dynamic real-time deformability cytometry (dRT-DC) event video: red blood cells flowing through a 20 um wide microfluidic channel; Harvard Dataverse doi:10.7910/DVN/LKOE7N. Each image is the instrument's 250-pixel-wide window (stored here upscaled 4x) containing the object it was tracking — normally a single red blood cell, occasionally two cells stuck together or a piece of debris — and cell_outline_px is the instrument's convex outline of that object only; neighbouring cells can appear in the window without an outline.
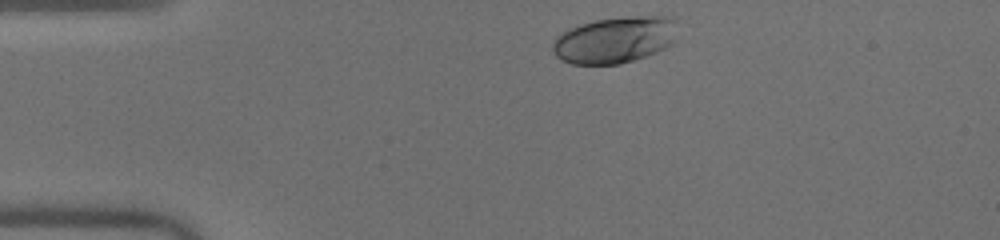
{"species": "human", "species_latin": "Homo sapiens", "temperature_condition": "warm", "stored_images_in_passage": 32, "camera_frame_rate_fps": 3000, "um_per_image_px": 0.085, "donor": {"sex": "male"}, "frame": {"image": 1, "passage_image": 1, "time_ms": 0.0, "image_size_px": [1000, 240], "cell_outline_px": [[676, 40], [672, 44], [648, 56], [620, 64], [572, 64], [560, 60], [552, 52], [552, 40], [556, 36], [568, 28], [580, 24], [596, 20], [628, 16], [672, 16], [676, 20]], "centroid_in_image_um": [52.26, 3.39], "position_along_channel_um": 32.7, "area_um2": 34.39}}
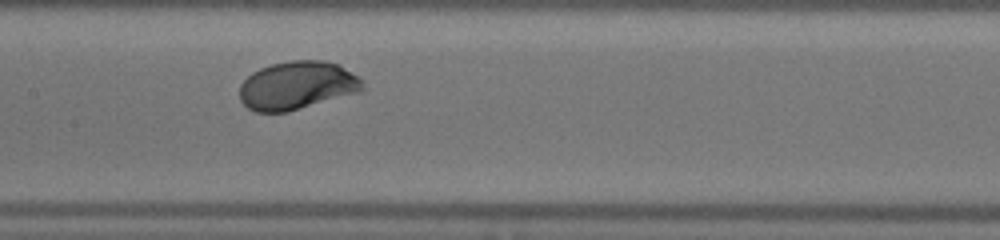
{"frame": {"image": 2, "passage_image": 16, "time_ms": 5.0, "image_size_px": [1000, 240], "cell_outline_px": [[364, 88], [356, 92], [288, 112], [256, 112], [248, 108], [240, 100], [240, 84], [252, 72], [260, 68], [272, 64], [292, 60], [324, 60], [336, 64], [364, 80]], "centroid_in_image_um": [25.22, 7.26], "position_along_channel_um": 182.2, "area_um2": 34.28}}
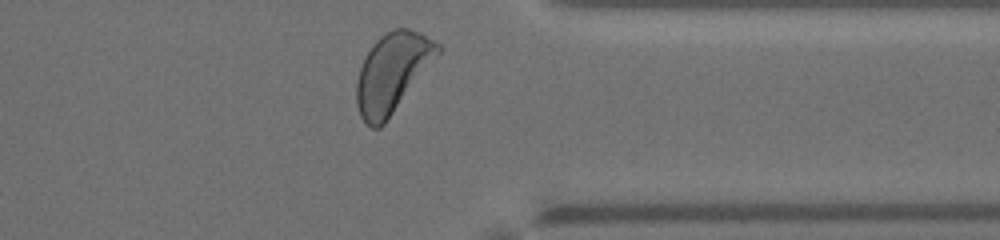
{"frame": {"image": 3, "passage_image": 31, "time_ms": 10.0, "image_size_px": [1000, 240], "cell_outline_px": [[444, 48], [384, 124], [380, 128], [372, 128], [364, 124], [360, 116], [356, 104], [356, 84], [360, 68], [364, 56], [372, 44], [380, 36], [396, 28], [408, 28], [420, 32], [440, 44]], "centroid_in_image_um": [33.33, 6.18], "position_along_channel_um": 378.1, "area_um2": 37.51}, "authors_computed_cell_mechanics": {"area_um2": 34.0731, "velocity_mm_per_s": 4.0272, "shape_relaxation_time_tau1_ms": 1.1922, "shape_relaxation_time_tau2_ms": null, "deformation_change_tau1": 0.1137, "deformation_change_tau2": null}}